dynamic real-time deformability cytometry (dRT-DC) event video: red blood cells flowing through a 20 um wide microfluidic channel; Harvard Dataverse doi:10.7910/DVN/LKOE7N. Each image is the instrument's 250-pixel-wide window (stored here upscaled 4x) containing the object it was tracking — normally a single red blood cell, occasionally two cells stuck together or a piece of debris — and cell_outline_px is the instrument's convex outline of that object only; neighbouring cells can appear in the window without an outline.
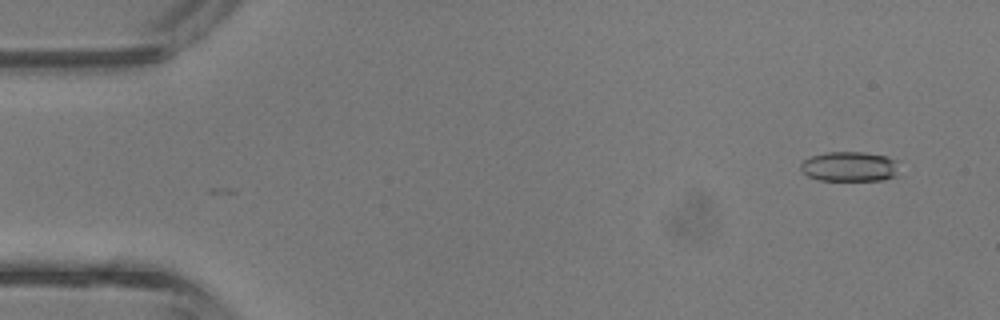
{"species": "common noctule bat (a hibernating species)", "species_latin": "Nyctalus noctula", "temperature_condition": "room temperature", "stored_images_in_passage": 2, "camera_frame_rate_fps": 3000, "um_per_image_px": 0.085, "animal": {"sex": "male", "body_mass_g": 13.3}, "frame": {"image": 1, "passage_image": 2, "time_ms": 0.333, "image_size_px": [1000, 320], "cell_outline_px": [[896, 176], [884, 180], [820, 180], [808, 176], [800, 168], [800, 164], [804, 160], [812, 156], [828, 152], [864, 152], [888, 156], [896, 160]], "centroid_in_image_um": [72.22, 14.15], "position_along_channel_um": 12.8, "area_um2": 17.05}}